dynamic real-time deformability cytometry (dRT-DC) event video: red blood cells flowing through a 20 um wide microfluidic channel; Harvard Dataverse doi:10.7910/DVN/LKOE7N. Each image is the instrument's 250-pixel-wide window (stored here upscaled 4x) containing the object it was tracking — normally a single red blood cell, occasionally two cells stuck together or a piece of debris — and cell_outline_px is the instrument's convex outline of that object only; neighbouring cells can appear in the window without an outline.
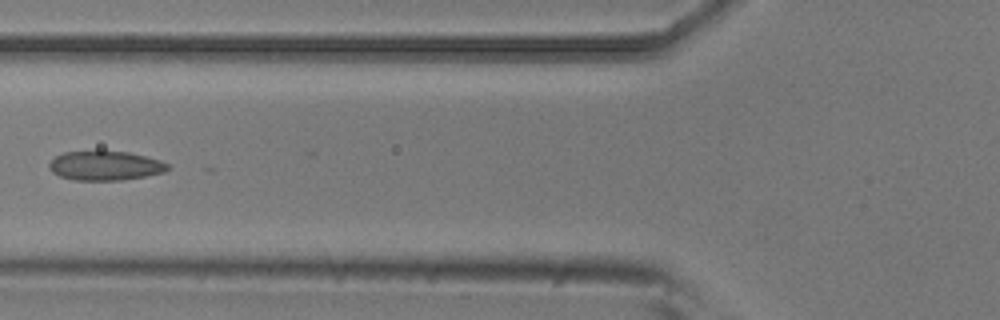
{"species": "common noctule bat (a hibernating species)", "species_latin": "Nyctalus noctula", "temperature_condition": "room temperature", "stored_images_in_passage": 7, "camera_frame_rate_fps": 3000, "um_per_image_px": 0.085, "animal": {"sex": "male", "body_mass_g": 20.5, "forearm_length_mm": 52.5}, "frame": {"image": 1, "passage_image": 6, "time_ms": 1.667, "image_size_px": [1000, 320], "cell_outline_px": [[172, 168], [164, 172], [144, 176], [120, 180], [76, 180], [60, 176], [52, 172], [48, 168], [48, 164], [56, 156], [64, 152], [96, 148], [128, 152], [160, 160], [168, 164]], "centroid_in_image_um": [8.91, 14.04], "position_along_channel_um": 116.9, "area_um2": 20.87}}
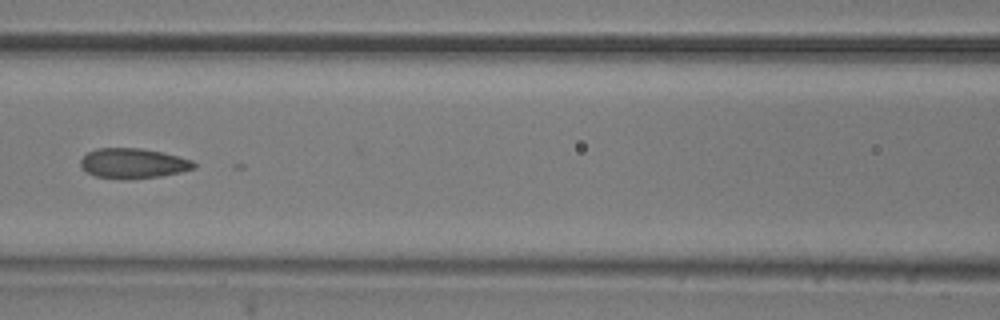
{"frame": {"image": 2, "passage_image": 7, "time_ms": 2.0, "image_size_px": [1000, 320], "cell_outline_px": [[196, 168], [180, 172], [160, 176], [128, 180], [120, 180], [96, 176], [88, 172], [80, 164], [80, 160], [88, 152], [96, 148], [140, 148], [160, 152], [192, 160], [196, 164]], "centroid_in_image_um": [11.31, 13.9], "position_along_channel_um": 155.3, "area_um2": 19.83}}